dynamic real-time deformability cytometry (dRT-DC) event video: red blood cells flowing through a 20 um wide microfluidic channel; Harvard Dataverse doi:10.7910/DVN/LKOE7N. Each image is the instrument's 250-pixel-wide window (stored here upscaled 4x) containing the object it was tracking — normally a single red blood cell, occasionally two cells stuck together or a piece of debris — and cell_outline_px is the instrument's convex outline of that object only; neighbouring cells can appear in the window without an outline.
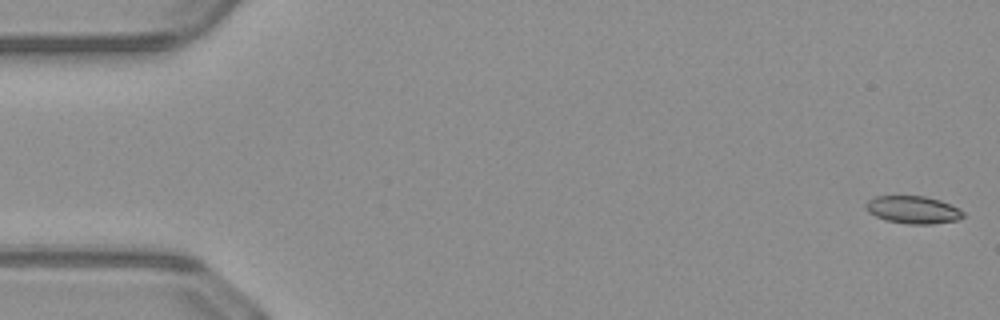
{"species": "common noctule bat (a hibernating species)", "species_latin": "Nyctalus noctula", "temperature_condition": "warm", "stored_images_in_passage": 50, "camera_frame_rate_fps": 3000, "um_per_image_px": 0.085, "animal": {"sex": "male", "body_mass_g": 23.1, "forearm_length_mm": 52.7}, "frame": {"image": 1, "passage_image": 1, "time_ms": 0.0, "image_size_px": [1000, 320], "cell_outline_px": [[964, 216], [956, 220], [932, 224], [908, 224], [884, 220], [868, 212], [864, 208], [864, 204], [868, 200], [876, 196], [924, 196], [940, 200], [964, 212]], "centroid_in_image_um": [77.55, 17.83], "position_along_channel_um": 7.5, "area_um2": 15.61}}
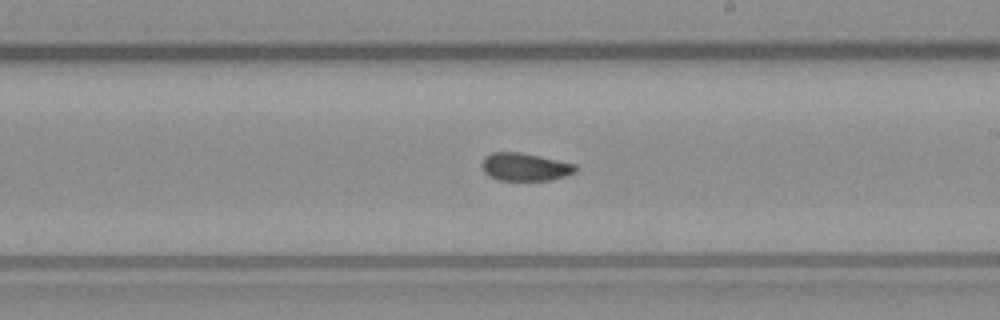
{"frame": {"image": 2, "passage_image": 29, "time_ms": 9.333, "image_size_px": [1000, 320], "cell_outline_px": [[580, 168], [576, 172], [564, 176], [548, 180], [496, 180], [488, 176], [484, 172], [480, 164], [484, 156], [492, 152], [520, 152], [540, 156], [576, 164]], "centroid_in_image_um": [44.6, 14.18], "position_along_channel_um": 244.4, "area_um2": 15.43}}
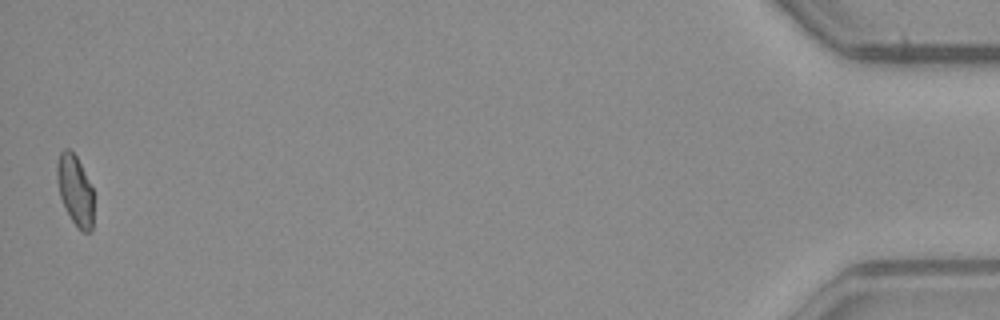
{"frame": {"image": 3, "passage_image": 50, "time_ms": 16.333, "image_size_px": [1000, 320], "cell_outline_px": [[92, 232], [80, 232], [72, 220], [60, 196], [56, 180], [56, 164], [60, 152], [64, 148], [68, 148], [76, 156], [92, 188]], "centroid_in_image_um": [6.36, 16.16], "position_along_channel_um": 428.8, "area_um2": 14.8}, "authors_computed_cell_mechanics": {"area_um2": 15.7794, "velocity_mm_per_s": 4.0976, "shape_relaxation_time_tau1_ms": null, "shape_relaxation_time_tau2_ms": 3.1511, "deformation_change_tau1": null, "deformation_change_tau2": 0.0642}}